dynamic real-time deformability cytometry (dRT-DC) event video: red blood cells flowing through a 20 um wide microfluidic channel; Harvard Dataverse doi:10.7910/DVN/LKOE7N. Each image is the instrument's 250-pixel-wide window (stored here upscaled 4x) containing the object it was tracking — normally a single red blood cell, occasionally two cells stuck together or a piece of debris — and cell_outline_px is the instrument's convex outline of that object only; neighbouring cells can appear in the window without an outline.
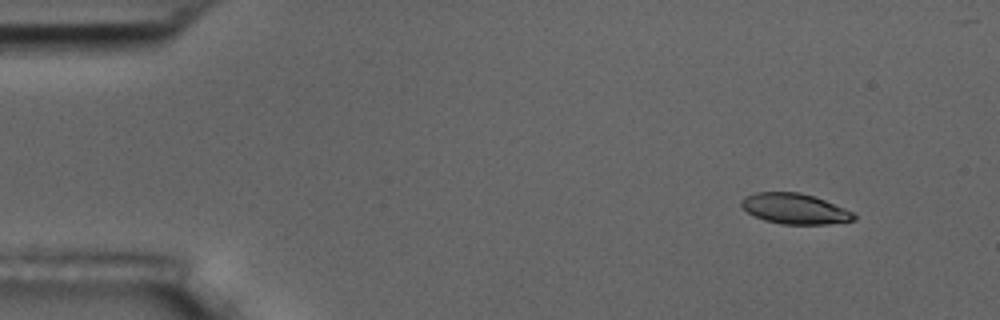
{"species": "common noctule bat (a hibernating species)", "species_latin": "Nyctalus noctula", "temperature_condition": "room temperature", "stored_images_in_passage": 3, "camera_frame_rate_fps": 3000, "um_per_image_px": 0.085, "animal": {"sex": "male", "body_mass_g": 17.5, "forearm_length_mm": 52.3}, "frame": {"image": 1, "passage_image": 1, "time_ms": 0.0, "image_size_px": [1000, 320], "cell_outline_px": [[856, 220], [828, 224], [780, 224], [764, 220], [748, 212], [740, 204], [740, 200], [744, 196], [756, 192], [800, 192], [824, 200], [844, 208], [852, 212], [856, 216]], "centroid_in_image_um": [67.54, 17.74], "position_along_channel_um": 17.5, "area_um2": 19.88}}
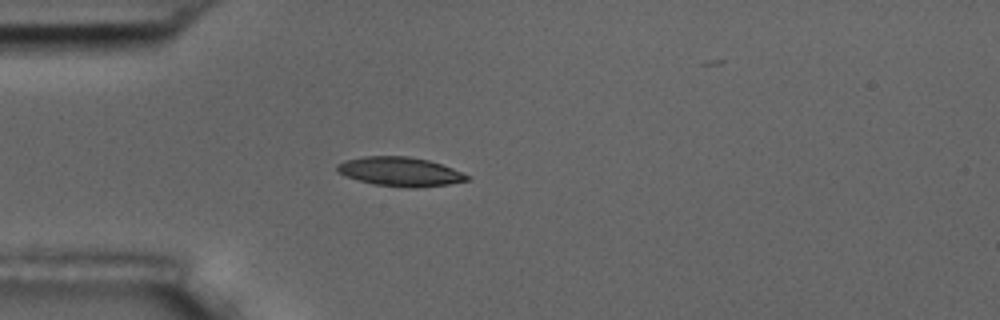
{"frame": {"image": 2, "passage_image": 3, "time_ms": 3.333, "image_size_px": [1000, 320], "cell_outline_px": [[472, 176], [468, 180], [448, 184], [412, 188], [372, 184], [344, 176], [336, 172], [336, 164], [344, 160], [364, 156], [408, 156], [428, 160], [452, 168]], "centroid_in_image_um": [33.96, 14.58], "position_along_channel_um": 51.0, "area_um2": 22.14}}